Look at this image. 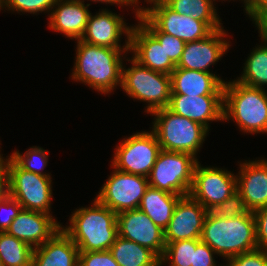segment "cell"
I'll return each mask as SVG.
<instances>
[{"instance_id": "1", "label": "cell", "mask_w": 267, "mask_h": 266, "mask_svg": "<svg viewBox=\"0 0 267 266\" xmlns=\"http://www.w3.org/2000/svg\"><path fill=\"white\" fill-rule=\"evenodd\" d=\"M77 41L72 80L87 84L101 94L112 93L122 83L123 59L129 49H112Z\"/></svg>"}, {"instance_id": "2", "label": "cell", "mask_w": 267, "mask_h": 266, "mask_svg": "<svg viewBox=\"0 0 267 266\" xmlns=\"http://www.w3.org/2000/svg\"><path fill=\"white\" fill-rule=\"evenodd\" d=\"M94 199L92 206L72 213L68 226H61L79 252L109 250L118 236L117 214Z\"/></svg>"}, {"instance_id": "3", "label": "cell", "mask_w": 267, "mask_h": 266, "mask_svg": "<svg viewBox=\"0 0 267 266\" xmlns=\"http://www.w3.org/2000/svg\"><path fill=\"white\" fill-rule=\"evenodd\" d=\"M201 241L222 256L225 261L258 248L253 213L234 218H224L208 211L201 235Z\"/></svg>"}, {"instance_id": "4", "label": "cell", "mask_w": 267, "mask_h": 266, "mask_svg": "<svg viewBox=\"0 0 267 266\" xmlns=\"http://www.w3.org/2000/svg\"><path fill=\"white\" fill-rule=\"evenodd\" d=\"M234 120L240 131L267 133V91L237 80L224 83L223 121Z\"/></svg>"}, {"instance_id": "5", "label": "cell", "mask_w": 267, "mask_h": 266, "mask_svg": "<svg viewBox=\"0 0 267 266\" xmlns=\"http://www.w3.org/2000/svg\"><path fill=\"white\" fill-rule=\"evenodd\" d=\"M152 132L161 150L197 156L209 130L202 124L174 114L168 108L153 111Z\"/></svg>"}, {"instance_id": "6", "label": "cell", "mask_w": 267, "mask_h": 266, "mask_svg": "<svg viewBox=\"0 0 267 266\" xmlns=\"http://www.w3.org/2000/svg\"><path fill=\"white\" fill-rule=\"evenodd\" d=\"M131 61L130 68L122 67L121 88L126 94L148 103L146 112L151 114L153 111L167 108L171 97V77L169 74L153 71L143 66L133 57L126 59Z\"/></svg>"}, {"instance_id": "7", "label": "cell", "mask_w": 267, "mask_h": 266, "mask_svg": "<svg viewBox=\"0 0 267 266\" xmlns=\"http://www.w3.org/2000/svg\"><path fill=\"white\" fill-rule=\"evenodd\" d=\"M197 157L161 150L148 176L149 186L174 195L189 196Z\"/></svg>"}, {"instance_id": "8", "label": "cell", "mask_w": 267, "mask_h": 266, "mask_svg": "<svg viewBox=\"0 0 267 266\" xmlns=\"http://www.w3.org/2000/svg\"><path fill=\"white\" fill-rule=\"evenodd\" d=\"M4 159L9 171V196L25 210L50 214L51 176H42L22 169L10 156Z\"/></svg>"}, {"instance_id": "9", "label": "cell", "mask_w": 267, "mask_h": 266, "mask_svg": "<svg viewBox=\"0 0 267 266\" xmlns=\"http://www.w3.org/2000/svg\"><path fill=\"white\" fill-rule=\"evenodd\" d=\"M120 143L114 151L111 167L148 178L161 151L155 134L152 131L136 132Z\"/></svg>"}, {"instance_id": "10", "label": "cell", "mask_w": 267, "mask_h": 266, "mask_svg": "<svg viewBox=\"0 0 267 266\" xmlns=\"http://www.w3.org/2000/svg\"><path fill=\"white\" fill-rule=\"evenodd\" d=\"M148 180L147 177L114 168L95 198L116 214L138 209L141 199L149 187Z\"/></svg>"}, {"instance_id": "11", "label": "cell", "mask_w": 267, "mask_h": 266, "mask_svg": "<svg viewBox=\"0 0 267 266\" xmlns=\"http://www.w3.org/2000/svg\"><path fill=\"white\" fill-rule=\"evenodd\" d=\"M150 7L140 11L161 31L173 35L185 43L205 39L213 30L203 21L191 16L180 15L170 9L162 0H144ZM153 4V5H152Z\"/></svg>"}, {"instance_id": "12", "label": "cell", "mask_w": 267, "mask_h": 266, "mask_svg": "<svg viewBox=\"0 0 267 266\" xmlns=\"http://www.w3.org/2000/svg\"><path fill=\"white\" fill-rule=\"evenodd\" d=\"M199 163L194 169L189 196L210 211L237 191L236 175L226 169L203 167Z\"/></svg>"}, {"instance_id": "13", "label": "cell", "mask_w": 267, "mask_h": 266, "mask_svg": "<svg viewBox=\"0 0 267 266\" xmlns=\"http://www.w3.org/2000/svg\"><path fill=\"white\" fill-rule=\"evenodd\" d=\"M132 26H128L124 17L113 13L108 9H102L96 15L89 16L85 31L80 38L81 41L112 49H130V34ZM122 34L125 36V43L122 47L119 42Z\"/></svg>"}, {"instance_id": "14", "label": "cell", "mask_w": 267, "mask_h": 266, "mask_svg": "<svg viewBox=\"0 0 267 266\" xmlns=\"http://www.w3.org/2000/svg\"><path fill=\"white\" fill-rule=\"evenodd\" d=\"M118 235L153 251L159 258L165 250L164 230L144 212L133 209L117 214Z\"/></svg>"}, {"instance_id": "15", "label": "cell", "mask_w": 267, "mask_h": 266, "mask_svg": "<svg viewBox=\"0 0 267 266\" xmlns=\"http://www.w3.org/2000/svg\"><path fill=\"white\" fill-rule=\"evenodd\" d=\"M225 36L228 35L223 27L213 31L205 39L186 43L176 67L212 73L209 67L216 64L231 46L230 41L224 39Z\"/></svg>"}, {"instance_id": "16", "label": "cell", "mask_w": 267, "mask_h": 266, "mask_svg": "<svg viewBox=\"0 0 267 266\" xmlns=\"http://www.w3.org/2000/svg\"><path fill=\"white\" fill-rule=\"evenodd\" d=\"M208 210L190 196H183L174 209L172 218L164 230L165 244L190 239H201Z\"/></svg>"}, {"instance_id": "17", "label": "cell", "mask_w": 267, "mask_h": 266, "mask_svg": "<svg viewBox=\"0 0 267 266\" xmlns=\"http://www.w3.org/2000/svg\"><path fill=\"white\" fill-rule=\"evenodd\" d=\"M60 229V222L52 214L21 209L6 232L34 249L48 241Z\"/></svg>"}, {"instance_id": "18", "label": "cell", "mask_w": 267, "mask_h": 266, "mask_svg": "<svg viewBox=\"0 0 267 266\" xmlns=\"http://www.w3.org/2000/svg\"><path fill=\"white\" fill-rule=\"evenodd\" d=\"M236 175L237 192L247 209L254 212L267 206V160H245Z\"/></svg>"}, {"instance_id": "19", "label": "cell", "mask_w": 267, "mask_h": 266, "mask_svg": "<svg viewBox=\"0 0 267 266\" xmlns=\"http://www.w3.org/2000/svg\"><path fill=\"white\" fill-rule=\"evenodd\" d=\"M143 66L164 74H171L176 65L166 55L164 47L159 41L140 23L132 25L130 34L129 53Z\"/></svg>"}, {"instance_id": "20", "label": "cell", "mask_w": 267, "mask_h": 266, "mask_svg": "<svg viewBox=\"0 0 267 266\" xmlns=\"http://www.w3.org/2000/svg\"><path fill=\"white\" fill-rule=\"evenodd\" d=\"M167 108L176 115L202 124L208 130L210 121H223V96L171 94Z\"/></svg>"}, {"instance_id": "21", "label": "cell", "mask_w": 267, "mask_h": 266, "mask_svg": "<svg viewBox=\"0 0 267 266\" xmlns=\"http://www.w3.org/2000/svg\"><path fill=\"white\" fill-rule=\"evenodd\" d=\"M90 5H85L84 0H57L49 14L48 27L65 37L80 40L91 14Z\"/></svg>"}, {"instance_id": "22", "label": "cell", "mask_w": 267, "mask_h": 266, "mask_svg": "<svg viewBox=\"0 0 267 266\" xmlns=\"http://www.w3.org/2000/svg\"><path fill=\"white\" fill-rule=\"evenodd\" d=\"M170 77L171 94L223 96L225 80L216 74L176 67Z\"/></svg>"}, {"instance_id": "23", "label": "cell", "mask_w": 267, "mask_h": 266, "mask_svg": "<svg viewBox=\"0 0 267 266\" xmlns=\"http://www.w3.org/2000/svg\"><path fill=\"white\" fill-rule=\"evenodd\" d=\"M79 249L58 230L48 241L33 249L31 266H78Z\"/></svg>"}, {"instance_id": "24", "label": "cell", "mask_w": 267, "mask_h": 266, "mask_svg": "<svg viewBox=\"0 0 267 266\" xmlns=\"http://www.w3.org/2000/svg\"><path fill=\"white\" fill-rule=\"evenodd\" d=\"M182 197L149 186L138 209L144 212L157 226L165 230L172 218L176 204Z\"/></svg>"}, {"instance_id": "25", "label": "cell", "mask_w": 267, "mask_h": 266, "mask_svg": "<svg viewBox=\"0 0 267 266\" xmlns=\"http://www.w3.org/2000/svg\"><path fill=\"white\" fill-rule=\"evenodd\" d=\"M109 251L119 266H160V258L153 251L119 235Z\"/></svg>"}, {"instance_id": "26", "label": "cell", "mask_w": 267, "mask_h": 266, "mask_svg": "<svg viewBox=\"0 0 267 266\" xmlns=\"http://www.w3.org/2000/svg\"><path fill=\"white\" fill-rule=\"evenodd\" d=\"M180 15L205 22L213 31L223 28L217 9L211 0H162Z\"/></svg>"}, {"instance_id": "27", "label": "cell", "mask_w": 267, "mask_h": 266, "mask_svg": "<svg viewBox=\"0 0 267 266\" xmlns=\"http://www.w3.org/2000/svg\"><path fill=\"white\" fill-rule=\"evenodd\" d=\"M254 48L244 63L243 73L237 81L252 87L263 88L267 85V43L262 40Z\"/></svg>"}, {"instance_id": "28", "label": "cell", "mask_w": 267, "mask_h": 266, "mask_svg": "<svg viewBox=\"0 0 267 266\" xmlns=\"http://www.w3.org/2000/svg\"><path fill=\"white\" fill-rule=\"evenodd\" d=\"M33 248L8 234L0 231V259L3 266H31Z\"/></svg>"}, {"instance_id": "29", "label": "cell", "mask_w": 267, "mask_h": 266, "mask_svg": "<svg viewBox=\"0 0 267 266\" xmlns=\"http://www.w3.org/2000/svg\"><path fill=\"white\" fill-rule=\"evenodd\" d=\"M201 239L179 240L168 243L160 258V266H191L193 264L194 251Z\"/></svg>"}, {"instance_id": "30", "label": "cell", "mask_w": 267, "mask_h": 266, "mask_svg": "<svg viewBox=\"0 0 267 266\" xmlns=\"http://www.w3.org/2000/svg\"><path fill=\"white\" fill-rule=\"evenodd\" d=\"M137 19L159 41L164 47L166 55L177 66L186 43L173 35L161 32L141 11L137 15Z\"/></svg>"}, {"instance_id": "31", "label": "cell", "mask_w": 267, "mask_h": 266, "mask_svg": "<svg viewBox=\"0 0 267 266\" xmlns=\"http://www.w3.org/2000/svg\"><path fill=\"white\" fill-rule=\"evenodd\" d=\"M10 157L24 170L39 174L42 176H51L46 172H42L44 168L48 165V151L44 150L42 147L33 146L30 147L24 155L19 152V150L14 151Z\"/></svg>"}, {"instance_id": "32", "label": "cell", "mask_w": 267, "mask_h": 266, "mask_svg": "<svg viewBox=\"0 0 267 266\" xmlns=\"http://www.w3.org/2000/svg\"><path fill=\"white\" fill-rule=\"evenodd\" d=\"M248 211L242 196L237 191L210 210L213 215L224 218H234Z\"/></svg>"}, {"instance_id": "33", "label": "cell", "mask_w": 267, "mask_h": 266, "mask_svg": "<svg viewBox=\"0 0 267 266\" xmlns=\"http://www.w3.org/2000/svg\"><path fill=\"white\" fill-rule=\"evenodd\" d=\"M57 0H4V7L8 11L12 10L32 14H39L40 12H51L52 7ZM51 9V10H50Z\"/></svg>"}, {"instance_id": "34", "label": "cell", "mask_w": 267, "mask_h": 266, "mask_svg": "<svg viewBox=\"0 0 267 266\" xmlns=\"http://www.w3.org/2000/svg\"><path fill=\"white\" fill-rule=\"evenodd\" d=\"M78 266H119L109 250L79 252Z\"/></svg>"}, {"instance_id": "35", "label": "cell", "mask_w": 267, "mask_h": 266, "mask_svg": "<svg viewBox=\"0 0 267 266\" xmlns=\"http://www.w3.org/2000/svg\"><path fill=\"white\" fill-rule=\"evenodd\" d=\"M229 266H267V250L255 249L227 261Z\"/></svg>"}, {"instance_id": "36", "label": "cell", "mask_w": 267, "mask_h": 266, "mask_svg": "<svg viewBox=\"0 0 267 266\" xmlns=\"http://www.w3.org/2000/svg\"><path fill=\"white\" fill-rule=\"evenodd\" d=\"M21 209V205L11 196H8L5 200L0 202V231L7 230V228L11 225L13 219L17 217Z\"/></svg>"}, {"instance_id": "37", "label": "cell", "mask_w": 267, "mask_h": 266, "mask_svg": "<svg viewBox=\"0 0 267 266\" xmlns=\"http://www.w3.org/2000/svg\"><path fill=\"white\" fill-rule=\"evenodd\" d=\"M256 242L259 249L267 250V206L254 212Z\"/></svg>"}, {"instance_id": "38", "label": "cell", "mask_w": 267, "mask_h": 266, "mask_svg": "<svg viewBox=\"0 0 267 266\" xmlns=\"http://www.w3.org/2000/svg\"><path fill=\"white\" fill-rule=\"evenodd\" d=\"M215 251L202 241L194 251L193 264L191 266H216Z\"/></svg>"}, {"instance_id": "39", "label": "cell", "mask_w": 267, "mask_h": 266, "mask_svg": "<svg viewBox=\"0 0 267 266\" xmlns=\"http://www.w3.org/2000/svg\"><path fill=\"white\" fill-rule=\"evenodd\" d=\"M245 13L254 22L258 17L267 12V0H248L244 5Z\"/></svg>"}, {"instance_id": "40", "label": "cell", "mask_w": 267, "mask_h": 266, "mask_svg": "<svg viewBox=\"0 0 267 266\" xmlns=\"http://www.w3.org/2000/svg\"><path fill=\"white\" fill-rule=\"evenodd\" d=\"M9 196V171L4 158L0 160V202Z\"/></svg>"}, {"instance_id": "41", "label": "cell", "mask_w": 267, "mask_h": 266, "mask_svg": "<svg viewBox=\"0 0 267 266\" xmlns=\"http://www.w3.org/2000/svg\"><path fill=\"white\" fill-rule=\"evenodd\" d=\"M90 1L101 2V3L110 4V5L116 4L119 6H129L130 5V6L135 7V16L136 17L140 13V7L137 5L138 3H140L139 0H90Z\"/></svg>"}, {"instance_id": "42", "label": "cell", "mask_w": 267, "mask_h": 266, "mask_svg": "<svg viewBox=\"0 0 267 266\" xmlns=\"http://www.w3.org/2000/svg\"><path fill=\"white\" fill-rule=\"evenodd\" d=\"M254 24L258 28V33L261 36V40H264L267 43V12L258 17Z\"/></svg>"}, {"instance_id": "43", "label": "cell", "mask_w": 267, "mask_h": 266, "mask_svg": "<svg viewBox=\"0 0 267 266\" xmlns=\"http://www.w3.org/2000/svg\"><path fill=\"white\" fill-rule=\"evenodd\" d=\"M4 8V0H0V10Z\"/></svg>"}, {"instance_id": "44", "label": "cell", "mask_w": 267, "mask_h": 266, "mask_svg": "<svg viewBox=\"0 0 267 266\" xmlns=\"http://www.w3.org/2000/svg\"><path fill=\"white\" fill-rule=\"evenodd\" d=\"M235 1V0H234ZM242 1H244L243 3H244V5L248 2V0H242Z\"/></svg>"}]
</instances>
